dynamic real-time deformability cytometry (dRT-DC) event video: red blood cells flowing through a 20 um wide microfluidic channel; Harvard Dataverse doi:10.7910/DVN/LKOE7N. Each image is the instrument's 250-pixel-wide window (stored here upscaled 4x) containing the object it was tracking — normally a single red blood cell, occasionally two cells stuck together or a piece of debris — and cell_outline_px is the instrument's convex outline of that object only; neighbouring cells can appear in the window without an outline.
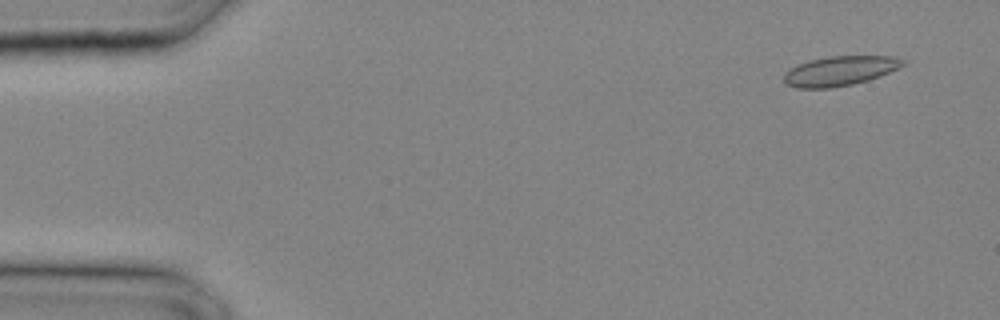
{"species": "common noctule bat (a hibernating species)", "species_latin": "Nyctalus noctula", "temperature_condition": "cold", "stored_images_in_passage": 21, "camera_frame_rate_fps": 3000, "um_per_image_px": 0.085, "animal": {"sex": "male", "body_mass_g": 20.4}, "frame": {"image": 1, "passage_image": 2, "time_ms": 0.333, "image_size_px": [1000, 320], "cell_outline_px": [[908, 64], [880, 76], [868, 80], [852, 84], [832, 88], [796, 88], [788, 84], [784, 80], [784, 72], [796, 64], [808, 60], [828, 56], [892, 56], [904, 60]], "centroid_in_image_um": [71.39, 6.02], "position_along_channel_um": 13.6, "area_um2": 20.69}}
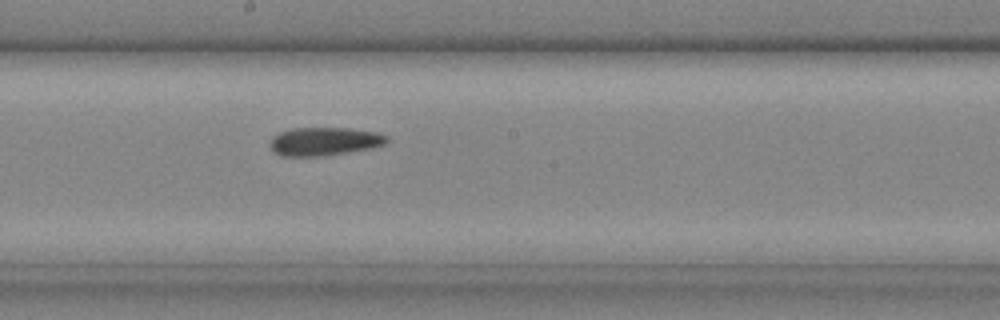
{"frame": {"image": 2, "passage_image": 17, "time_ms": 5.333, "image_size_px": [1000, 320], "cell_outline_px": [[388, 140], [384, 144], [372, 148], [324, 156], [280, 156], [272, 152], [268, 144], [272, 136], [280, 132], [292, 128], [348, 128], [376, 132], [388, 136]], "centroid_in_image_um": [27.51, 12.02], "position_along_channel_um": 220.7, "area_um2": 19.48}}
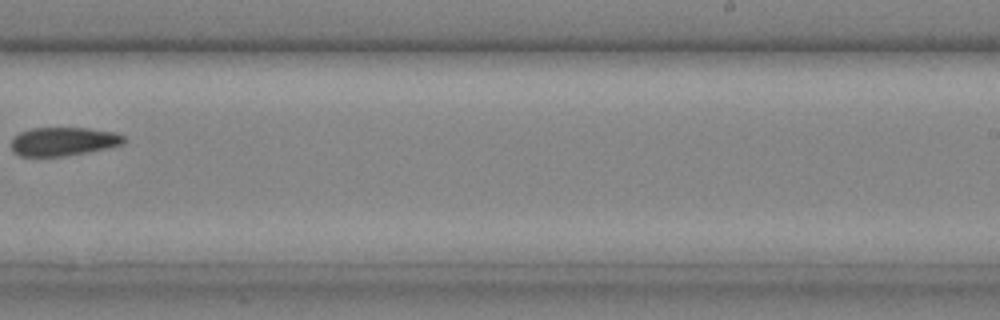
{"frame": {"image": 3, "passage_image": 20, "time_ms": 6.333, "image_size_px": [1000, 320], "cell_outline_px": [[128, 140], [124, 144], [108, 148], [64, 156], [20, 156], [12, 152], [12, 140], [20, 132], [32, 128], [88, 128], [112, 132], [124, 136]], "centroid_in_image_um": [5.41, 12.03], "position_along_channel_um": 283.6, "area_um2": 18.73}}